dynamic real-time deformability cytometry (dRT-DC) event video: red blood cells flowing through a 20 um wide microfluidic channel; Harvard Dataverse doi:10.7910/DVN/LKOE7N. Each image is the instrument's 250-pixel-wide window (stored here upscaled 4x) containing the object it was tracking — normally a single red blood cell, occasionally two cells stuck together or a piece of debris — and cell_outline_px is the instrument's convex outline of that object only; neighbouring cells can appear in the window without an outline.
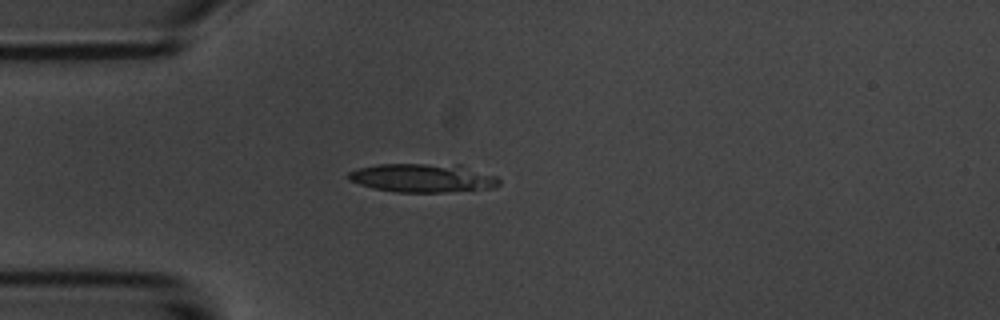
{"species": "common noctule bat (a hibernating species)", "species_latin": "Nyctalus noctula", "temperature_condition": "room temperature", "stored_images_in_passage": 3, "camera_frame_rate_fps": 3000, "um_per_image_px": 0.085, "animal": {"sex": "male", "body_mass_g": 20.1, "forearm_length_mm": 53.5}, "frame": {"image": 1, "passage_image": 3, "time_ms": 3.333, "image_size_px": [1000, 320], "cell_outline_px": [[500, 184], [496, 188], [444, 192], [396, 192], [372, 188], [348, 180], [348, 172], [356, 168], [376, 164], [460, 164], [496, 176], [500, 180]], "centroid_in_image_um": [35.95, 15.12], "position_along_channel_um": 49.1, "area_um2": 25.49}}